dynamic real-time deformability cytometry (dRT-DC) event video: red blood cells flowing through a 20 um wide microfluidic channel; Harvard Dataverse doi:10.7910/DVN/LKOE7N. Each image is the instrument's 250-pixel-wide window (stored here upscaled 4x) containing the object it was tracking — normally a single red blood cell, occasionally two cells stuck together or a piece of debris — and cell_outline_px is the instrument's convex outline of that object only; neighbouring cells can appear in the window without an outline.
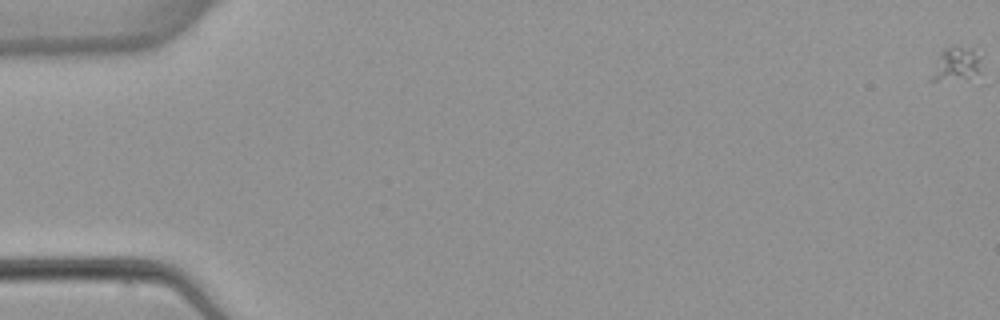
{"species": "common noctule bat (a hibernating species)", "species_latin": "Nyctalus noctula", "temperature_condition": "warm", "stored_images_in_passage": 5, "camera_frame_rate_fps": 3000, "um_per_image_px": 0.085, "animal": {"sex": "female", "body_mass_g": 22.7, "forearm_length_mm": 54.2}, "frame": {"image": 1, "passage_image": 1, "time_ms": 0.0, "image_size_px": [1000, 320], "cell_outline_px": [[980, 76], [936, 80], [928, 80], [928, 76], [940, 52], [944, 48], [952, 44], [972, 48], [980, 56]], "centroid_in_image_um": [81.25, 5.41], "position_along_channel_um": 3.8, "area_um2": 10.12}}
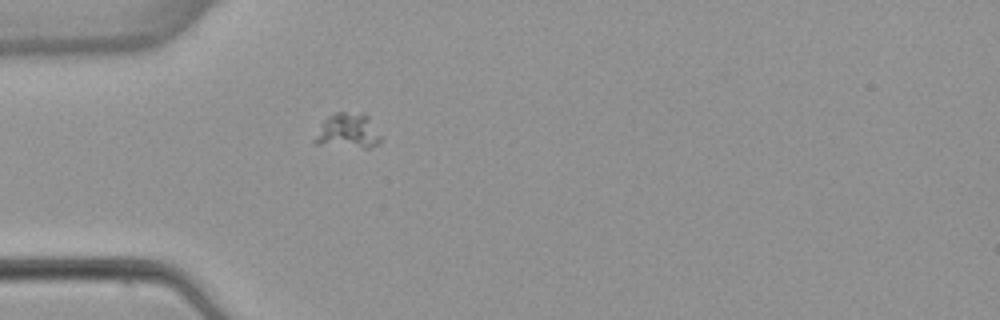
{"frame": {"image": 2, "passage_image": 5, "time_ms": 5.667, "image_size_px": [1000, 320], "cell_outline_px": [[380, 144], [368, 148], [364, 148], [312, 144], [312, 140], [324, 120], [328, 116], [336, 112], [364, 112], [368, 116], [380, 136]], "centroid_in_image_um": [29.54, 11.14], "position_along_channel_um": 55.5, "area_um2": 13.64}}